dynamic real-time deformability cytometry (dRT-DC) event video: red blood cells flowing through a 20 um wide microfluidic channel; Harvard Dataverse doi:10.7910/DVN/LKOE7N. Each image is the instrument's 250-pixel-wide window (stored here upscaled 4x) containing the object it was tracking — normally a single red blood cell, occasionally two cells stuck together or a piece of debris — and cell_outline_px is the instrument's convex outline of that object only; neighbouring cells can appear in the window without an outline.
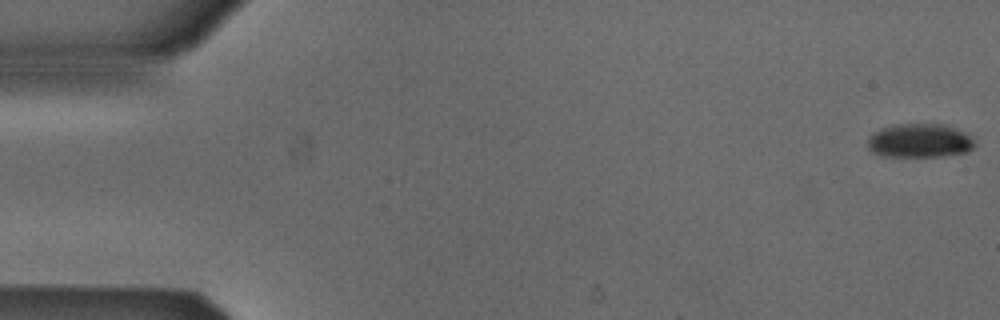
{"species": "Egyptian fruit bat (a non-hibernating species)", "species_latin": "Rousettus aegyptiacus", "temperature_condition": "cold", "stored_images_in_passage": 5, "camera_frame_rate_fps": 3000, "um_per_image_px": 0.085, "animal": {"sex": "male"}, "frame": {"image": 1, "passage_image": 1, "time_ms": 0.0, "image_size_px": [1000, 320], "cell_outline_px": [[976, 144], [968, 152], [940, 156], [884, 156], [872, 152], [868, 148], [868, 136], [880, 128], [892, 124], [948, 124], [972, 136], [976, 140]], "centroid_in_image_um": [78.19, 11.94], "position_along_channel_um": 6.8, "area_um2": 21.44}}
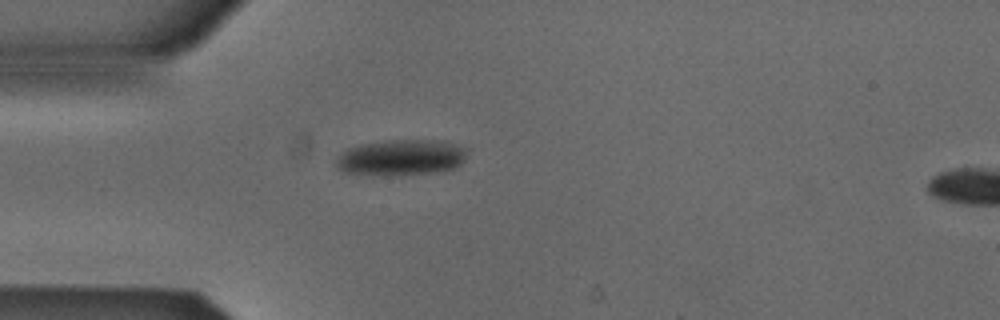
{"frame": {"image": 2, "passage_image": 5, "time_ms": 1.333, "image_size_px": [1000, 320], "cell_outline_px": [[468, 148], [464, 160], [456, 168], [444, 172], [404, 176], [380, 176], [344, 172], [336, 168], [336, 156], [348, 148], [360, 144], [388, 140], [444, 140]], "centroid_in_image_um": [34.12, 13.41], "position_along_channel_um": 50.9, "area_um2": 28.38}}